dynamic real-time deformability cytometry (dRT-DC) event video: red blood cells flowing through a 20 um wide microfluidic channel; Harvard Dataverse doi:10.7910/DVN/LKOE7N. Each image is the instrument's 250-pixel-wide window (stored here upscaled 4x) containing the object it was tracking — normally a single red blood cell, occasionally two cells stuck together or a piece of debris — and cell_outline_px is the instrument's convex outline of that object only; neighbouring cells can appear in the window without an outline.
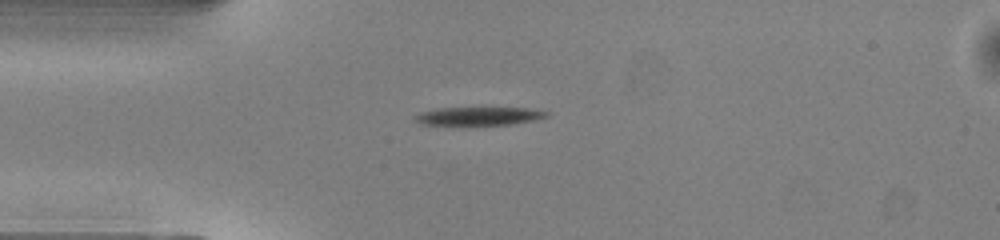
{"species": "common noctule bat (a hibernating species)", "species_latin": "Nyctalus noctula", "temperature_condition": "warm", "stored_images_in_passage": 39, "camera_frame_rate_fps": 3000, "um_per_image_px": 0.085, "animal": {"sex": "male", "body_mass_g": 13.0, "forearm_length_mm": 53.1}, "frame": {"image": 1, "passage_image": 1, "time_ms": 0.0, "image_size_px": [1000, 240], "cell_outline_px": [[548, 116], [536, 120], [512, 124], [468, 128], [464, 128], [420, 124], [412, 120], [412, 116], [420, 112], [436, 108], [528, 108], [548, 112]], "centroid_in_image_um": [40.56, 9.93], "position_along_channel_um": 44.4, "area_um2": 15.26}}
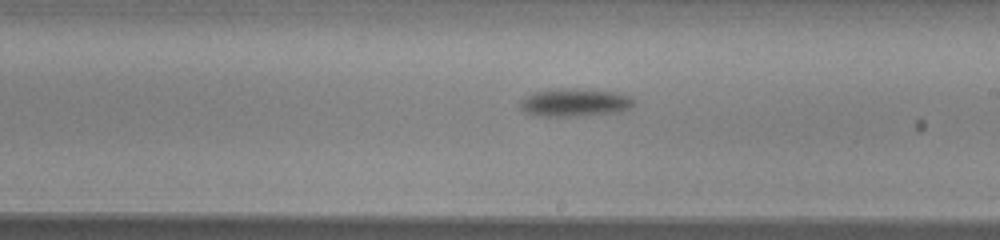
{"frame": {"image": 2, "passage_image": 17, "time_ms": 5.333, "image_size_px": [1000, 240], "cell_outline_px": [[636, 104], [620, 112], [580, 116], [540, 116], [520, 108], [520, 100], [532, 92], [556, 88], [576, 88], [616, 92], [628, 96], [636, 100]], "centroid_in_image_um": [48.89, 8.7], "position_along_channel_um": 240.1, "area_um2": 18.67}}
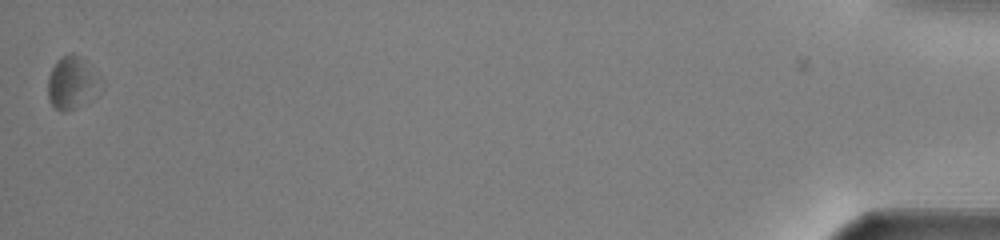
{"frame": {"image": 3, "passage_image": 39, "time_ms": 12.667, "image_size_px": [1000, 240], "cell_outline_px": [[92, 80], [72, 108], [64, 112], [56, 108], [48, 100], [48, 76], [52, 68], [64, 56], [72, 52], [80, 60]], "centroid_in_image_um": [5.73, 7.01], "position_along_channel_um": 429.5, "area_um2": 12.43}, "authors_computed_cell_mechanics": {"area_um2": 16.4152, "velocity_mm_per_s": 3.9926, "shape_relaxation_time_tau1_ms": 1.195, "shape_relaxation_time_tau2_ms": null, "deformation_change_tau1": 0.1201, "deformation_change_tau2": null}}